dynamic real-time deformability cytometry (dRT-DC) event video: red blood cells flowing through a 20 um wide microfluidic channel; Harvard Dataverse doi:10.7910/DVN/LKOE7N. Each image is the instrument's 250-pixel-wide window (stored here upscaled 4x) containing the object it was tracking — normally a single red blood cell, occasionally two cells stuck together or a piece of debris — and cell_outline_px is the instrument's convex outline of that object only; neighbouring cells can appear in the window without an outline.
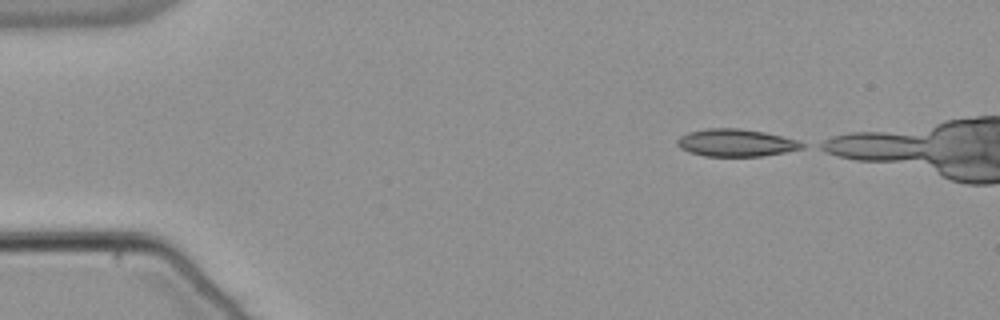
{"species": "common noctule bat (a hibernating species)", "species_latin": "Nyctalus noctula", "temperature_condition": "warm", "stored_images_in_passage": 11, "camera_frame_rate_fps": 3000, "um_per_image_px": 0.085, "animal": {"sex": "male", "body_mass_g": 21.5, "forearm_length_mm": 52.0}, "frame": {"image": 1, "passage_image": 1, "time_ms": 0.0, "image_size_px": [1000, 320], "cell_outline_px": [[804, 148], [784, 152], [760, 156], [704, 156], [688, 152], [680, 148], [676, 144], [676, 140], [680, 136], [688, 132], [708, 128], [736, 128], [764, 132], [796, 140], [804, 144]], "centroid_in_image_um": [62.49, 12.14], "position_along_channel_um": 22.5, "area_um2": 19.83}}